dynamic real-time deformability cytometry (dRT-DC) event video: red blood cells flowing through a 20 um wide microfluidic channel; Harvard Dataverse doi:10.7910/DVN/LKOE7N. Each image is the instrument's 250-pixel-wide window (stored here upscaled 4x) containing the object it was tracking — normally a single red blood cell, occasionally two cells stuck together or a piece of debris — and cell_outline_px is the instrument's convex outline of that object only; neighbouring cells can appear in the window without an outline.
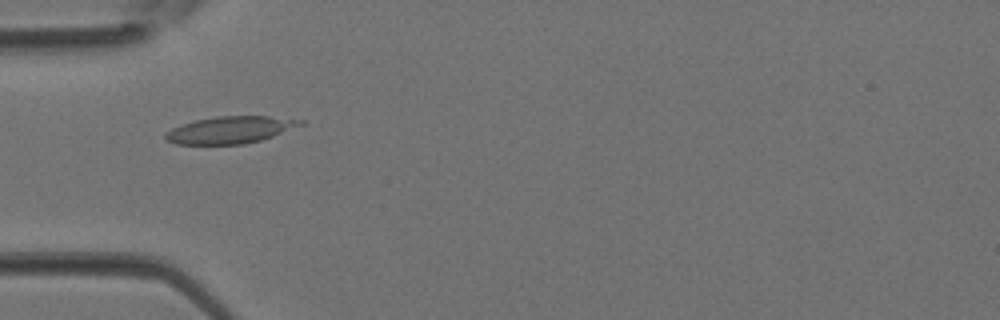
{"species": "Egyptian fruit bat (a non-hibernating species)", "species_latin": "Rousettus aegyptiacus", "temperature_condition": "room temperature", "stored_images_in_passage": 5, "camera_frame_rate_fps": 3000, "um_per_image_px": 0.085, "animal": {"sex": "female"}, "frame": {"image": 1, "passage_image": 4, "time_ms": 1.0, "image_size_px": [1000, 320], "cell_outline_px": [[304, 124], [272, 136], [260, 140], [244, 144], [176, 144], [168, 140], [164, 136], [164, 132], [180, 124], [196, 120], [216, 116], [268, 116], [304, 120]], "centroid_in_image_um": [19.54, 11.03], "position_along_channel_um": 65.5, "area_um2": 21.15}}